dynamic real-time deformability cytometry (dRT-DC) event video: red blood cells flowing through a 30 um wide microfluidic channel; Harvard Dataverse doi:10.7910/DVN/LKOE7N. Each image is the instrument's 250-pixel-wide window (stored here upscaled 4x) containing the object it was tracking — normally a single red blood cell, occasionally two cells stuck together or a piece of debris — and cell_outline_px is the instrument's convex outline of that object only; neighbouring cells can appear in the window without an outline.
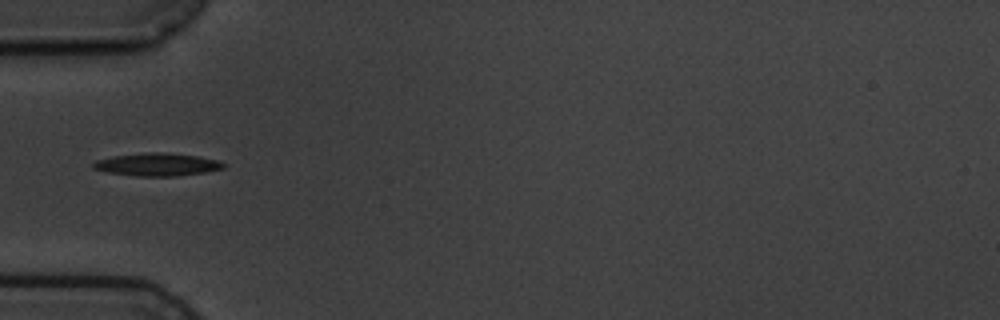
{"species": "common noctule bat (a hibernating species)", "species_latin": "Nyctalus noctula", "temperature_condition": "cold", "stored_images_in_passage": 6, "camera_frame_rate_fps": 3000, "um_per_image_px": 0.085, "animal": {"sex": "male", "body_mass_g": 19.5, "forearm_length_mm": 54.6}, "frame": {"image": 1, "passage_image": 5, "time_ms": 4.667, "image_size_px": [1000, 320], "cell_outline_px": [[228, 164], [224, 168], [204, 172], [176, 176], [136, 176], [108, 172], [92, 168], [92, 164], [96, 160], [112, 156], [144, 152], [160, 152], [196, 156], [216, 160]], "centroid_in_image_um": [13.34, 13.98], "position_along_channel_um": 71.7, "area_um2": 17.22}}
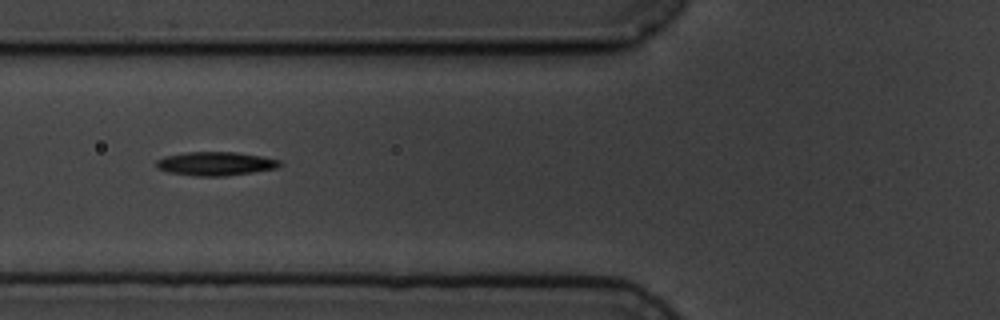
{"frame": {"image": 2, "passage_image": 6, "time_ms": 5.667, "image_size_px": [1000, 320], "cell_outline_px": [[284, 164], [276, 168], [252, 172], [224, 176], [196, 176], [168, 172], [156, 168], [156, 160], [164, 156], [188, 152], [236, 152], [260, 156], [280, 160]], "centroid_in_image_um": [18.31, 13.91], "position_along_channel_um": 107.5, "area_um2": 17.05}}